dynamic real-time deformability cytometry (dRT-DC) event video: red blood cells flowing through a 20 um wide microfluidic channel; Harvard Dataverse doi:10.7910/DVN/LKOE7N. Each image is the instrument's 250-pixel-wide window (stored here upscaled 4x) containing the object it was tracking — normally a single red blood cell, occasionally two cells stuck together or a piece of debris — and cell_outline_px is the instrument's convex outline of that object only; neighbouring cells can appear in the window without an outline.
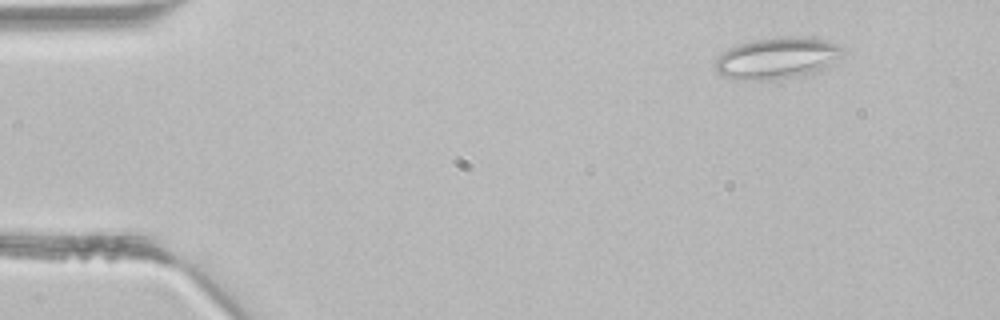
{"species": "common noctule bat (a hibernating species)", "species_latin": "Nyctalus noctula", "temperature_condition": "room temperature", "stored_images_in_passage": 4, "segment_of_instrument_passage": [1, 2], "camera_frame_rate_fps": 3000, "um_per_image_px": 0.085, "animal": {"sex": "male", "body_mass_g": 21.5, "forearm_length_mm": 52.0}, "frame": {"image": 1, "passage_image": 1, "time_ms": 0.0, "image_size_px": [1000, 320], "cell_outline_px": [[844, 52], [828, 68], [820, 72], [796, 76], [768, 80], [732, 80], [716, 72], [716, 60], [728, 48], [740, 44], [756, 40], [776, 36], [812, 36], [844, 44]], "centroid_in_image_um": [66.16, 4.93], "position_along_channel_um": 18.8, "area_um2": 31.56}}